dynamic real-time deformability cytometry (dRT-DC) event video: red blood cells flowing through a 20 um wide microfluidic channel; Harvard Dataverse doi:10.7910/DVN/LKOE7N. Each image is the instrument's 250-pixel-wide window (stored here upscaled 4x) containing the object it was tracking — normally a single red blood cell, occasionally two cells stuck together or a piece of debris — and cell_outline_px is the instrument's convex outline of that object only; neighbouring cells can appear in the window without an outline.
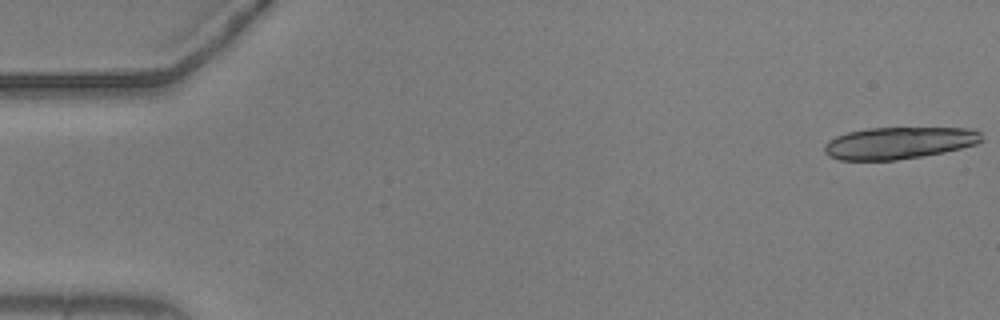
{"species": "common noctule bat (a hibernating species)", "species_latin": "Nyctalus noctula", "temperature_condition": "warm", "stored_images_in_passage": 18, "camera_frame_rate_fps": 3000, "um_per_image_px": 0.085, "animal": {"sex": "male", "body_mass_g": 20.5, "forearm_length_mm": 52.5}, "frame": {"image": 1, "passage_image": 1, "time_ms": 0.0, "image_size_px": [1000, 320], "cell_outline_px": [[984, 140], [976, 144], [944, 152], [896, 160], [840, 160], [828, 156], [824, 152], [824, 144], [828, 140], [836, 136], [848, 132], [868, 128], [968, 128], [980, 132]], "centroid_in_image_um": [76.38, 12.15], "position_along_channel_um": 8.6, "area_um2": 29.25}}